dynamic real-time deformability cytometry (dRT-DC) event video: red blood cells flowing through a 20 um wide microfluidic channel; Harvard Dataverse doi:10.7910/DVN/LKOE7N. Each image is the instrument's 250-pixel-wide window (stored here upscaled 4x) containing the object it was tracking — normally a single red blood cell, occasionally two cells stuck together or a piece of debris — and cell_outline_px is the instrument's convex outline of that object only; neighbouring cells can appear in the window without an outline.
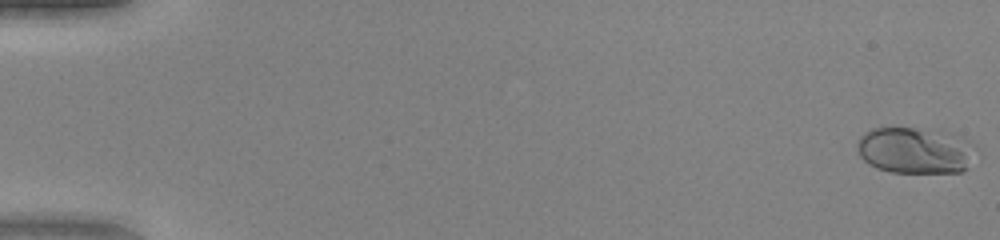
{"species": "human", "species_latin": "Homo sapiens", "temperature_condition": "warm", "stored_images_in_passage": 51, "camera_frame_rate_fps": 3000, "um_per_image_px": 0.085, "donor": {"sex": "female"}, "frame": {"image": 1, "passage_image": 1, "time_ms": 0.0, "image_size_px": [1000, 240], "cell_outline_px": [[968, 168], [960, 172], [892, 172], [876, 168], [868, 164], [860, 156], [856, 148], [856, 140], [864, 132], [872, 128], [944, 128], [968, 140]], "centroid_in_image_um": [77.68, 12.74], "position_along_channel_um": 7.3, "area_um2": 32.02}}
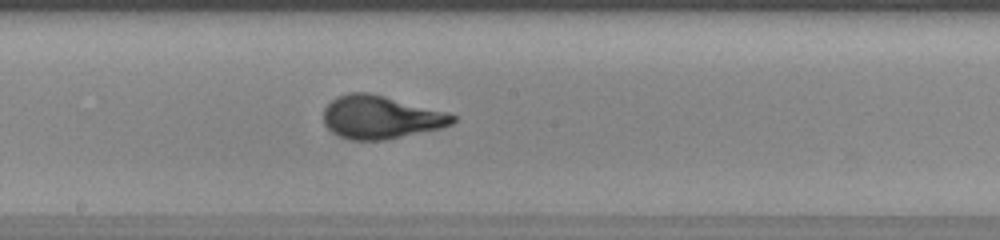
{"frame": {"image": 2, "passage_image": 29, "time_ms": 9.333, "image_size_px": [1000, 240], "cell_outline_px": [[456, 120], [452, 124], [444, 128], [388, 140], [352, 140], [340, 136], [332, 132], [324, 124], [324, 108], [336, 96], [348, 92], [372, 92], [448, 112], [456, 116]], "centroid_in_image_um": [32.4, 9.96], "position_along_channel_um": 215.8, "area_um2": 33.0}}
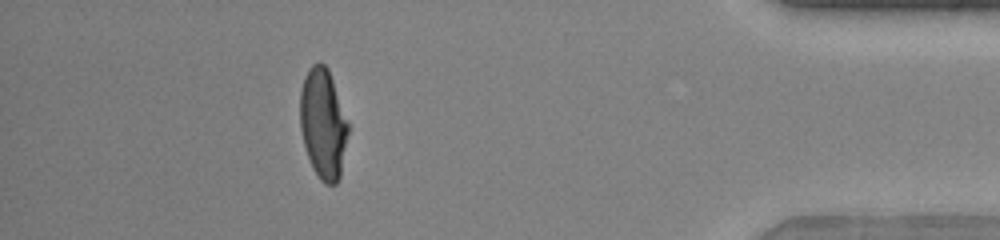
{"frame": {"image": 3, "passage_image": 46, "time_ms": 15.0, "image_size_px": [1000, 240], "cell_outline_px": [[348, 132], [340, 176], [336, 184], [324, 184], [320, 180], [312, 168], [304, 144], [300, 128], [300, 92], [304, 76], [308, 68], [312, 64], [320, 60], [328, 68], [348, 124]], "centroid_in_image_um": [27.44, 10.5], "position_along_channel_um": 407.8, "area_um2": 30.75}, "authors_computed_cell_mechanics": {"area_um2": 30.9808, "velocity_mm_per_s": 4.1643, "shape_relaxation_time_tau1_ms": 4.6112, "shape_relaxation_time_tau2_ms": null, "deformation_change_tau1": 0.2567, "deformation_change_tau2": null}}